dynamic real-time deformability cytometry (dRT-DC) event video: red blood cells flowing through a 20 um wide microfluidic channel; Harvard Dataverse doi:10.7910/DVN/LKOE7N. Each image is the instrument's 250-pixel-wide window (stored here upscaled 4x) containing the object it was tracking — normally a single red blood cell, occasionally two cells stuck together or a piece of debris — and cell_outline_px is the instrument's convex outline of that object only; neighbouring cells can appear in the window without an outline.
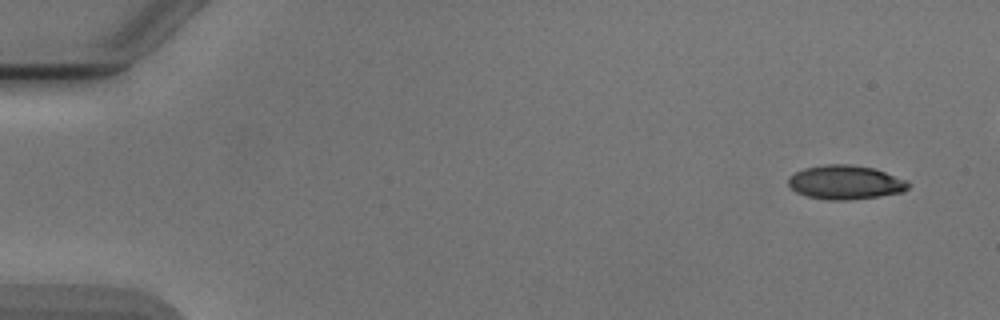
{"species": "Egyptian fruit bat (a non-hibernating species)", "species_latin": "Rousettus aegyptiacus", "temperature_condition": "cold", "stored_images_in_passage": 3, "camera_frame_rate_fps": 3000, "um_per_image_px": 0.085, "animal": {"sex": "male"}, "frame": {"image": 1, "passage_image": 1, "time_ms": 0.0, "image_size_px": [1000, 320], "cell_outline_px": [[912, 184], [904, 192], [880, 196], [848, 200], [828, 200], [808, 196], [796, 192], [788, 184], [788, 176], [804, 168], [824, 164], [848, 164], [876, 168], [908, 180]], "centroid_in_image_um": [71.9, 15.49], "position_along_channel_um": 13.1, "area_um2": 24.1}}